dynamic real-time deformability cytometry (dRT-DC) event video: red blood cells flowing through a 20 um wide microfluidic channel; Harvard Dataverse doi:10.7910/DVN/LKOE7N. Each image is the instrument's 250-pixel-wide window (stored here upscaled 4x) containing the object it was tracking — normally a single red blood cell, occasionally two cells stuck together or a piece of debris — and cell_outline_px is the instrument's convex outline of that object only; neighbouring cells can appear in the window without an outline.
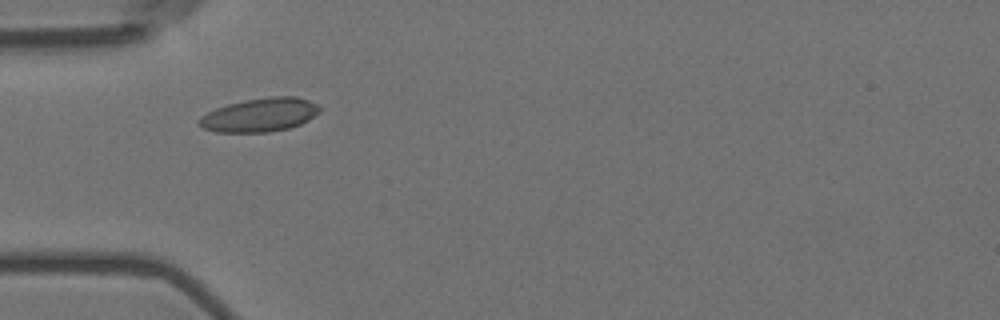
{"species": "Egyptian fruit bat (a non-hibernating species)", "species_latin": "Rousettus aegyptiacus", "temperature_condition": "room temperature", "stored_images_in_passage": 35, "camera_frame_rate_fps": 3000, "um_per_image_px": 0.085, "animal": {"sex": "female"}, "frame": {"image": 1, "passage_image": 1, "time_ms": 0.0, "image_size_px": [1000, 320], "cell_outline_px": [[320, 112], [308, 120], [300, 124], [288, 128], [268, 132], [216, 132], [204, 128], [196, 124], [196, 120], [200, 116], [216, 108], [228, 104], [244, 100], [268, 96], [296, 96], [308, 100], [316, 104], [320, 108]], "centroid_in_image_um": [22.06, 9.76], "position_along_channel_um": 62.9, "area_um2": 23.76}}
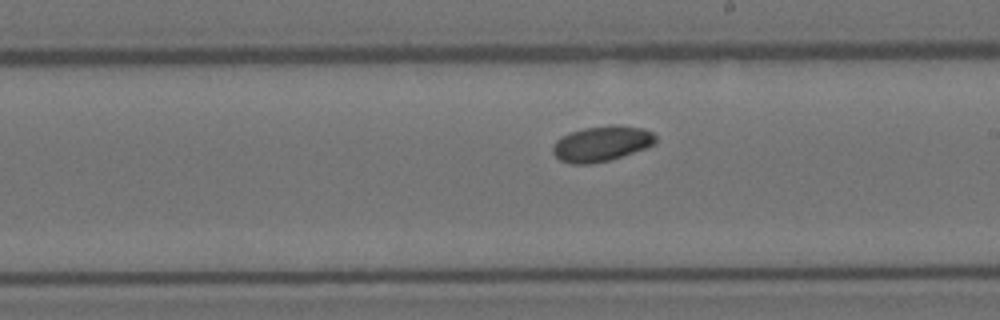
{"frame": {"image": 2, "passage_image": 16, "time_ms": 5.0, "image_size_px": [1000, 320], "cell_outline_px": [[656, 140], [652, 144], [644, 148], [608, 160], [592, 164], [568, 164], [560, 160], [552, 152], [552, 144], [560, 136], [568, 132], [584, 128], [612, 124], [644, 128], [652, 132], [656, 136]], "centroid_in_image_um": [51.07, 12.2], "position_along_channel_um": 237.9, "area_um2": 21.27}}
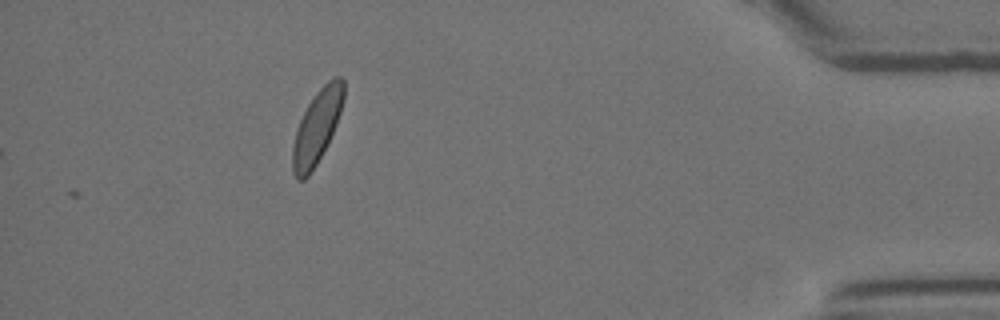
{"frame": {"image": 3, "passage_image": 35, "time_ms": 11.333, "image_size_px": [1000, 320], "cell_outline_px": [[344, 100], [336, 124], [316, 164], [308, 176], [304, 180], [296, 180], [292, 172], [292, 148], [296, 132], [300, 120], [308, 104], [316, 92], [328, 80], [336, 76], [340, 76], [344, 80]], "centroid_in_image_um": [26.93, 10.78], "position_along_channel_um": 408.3, "area_um2": 21.5}}